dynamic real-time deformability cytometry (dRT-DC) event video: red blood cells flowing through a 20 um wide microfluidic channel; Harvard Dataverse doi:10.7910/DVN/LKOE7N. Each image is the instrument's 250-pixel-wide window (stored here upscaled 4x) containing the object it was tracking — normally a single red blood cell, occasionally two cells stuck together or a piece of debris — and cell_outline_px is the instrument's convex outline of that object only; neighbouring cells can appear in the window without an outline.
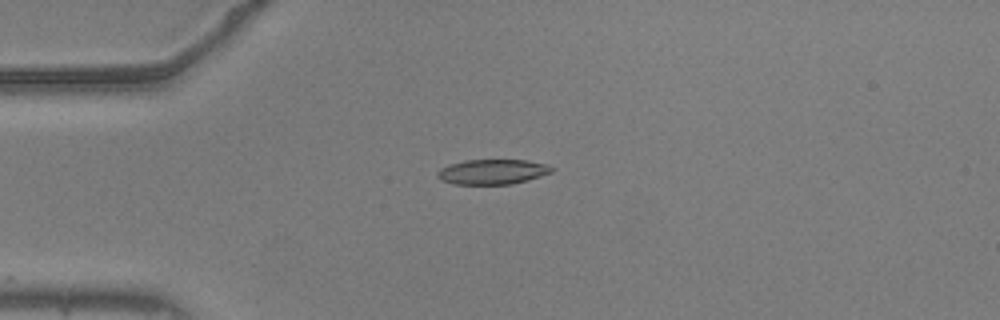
{"species": "common noctule bat (a hibernating species)", "species_latin": "Nyctalus noctula", "temperature_condition": "warm", "stored_images_in_passage": 16, "camera_frame_rate_fps": 3000, "um_per_image_px": 0.085, "animal": {"sex": "male", "body_mass_g": 20.5, "forearm_length_mm": 52.5}, "frame": {"image": 1, "passage_image": 1, "time_ms": 0.0, "image_size_px": [1000, 320], "cell_outline_px": [[556, 168], [552, 172], [528, 180], [512, 184], [452, 184], [440, 180], [436, 176], [436, 172], [440, 168], [448, 164], [464, 160], [528, 160], [548, 164]], "centroid_in_image_um": [41.85, 14.6], "position_along_channel_um": 43.2, "area_um2": 16.94}}
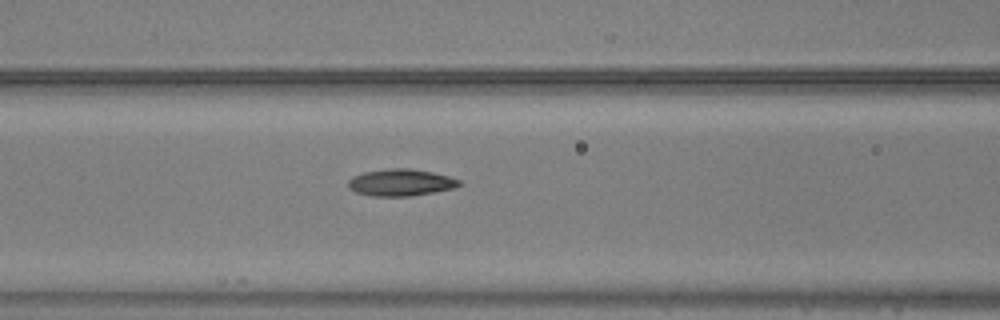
{"frame": {"image": 2, "passage_image": 10, "time_ms": 3.0, "image_size_px": [1000, 320], "cell_outline_px": [[464, 184], [456, 188], [408, 196], [372, 196], [356, 192], [348, 188], [348, 180], [352, 176], [364, 172], [388, 168], [408, 168], [432, 172], [448, 176], [460, 180]], "centroid_in_image_um": [34.07, 15.51], "position_along_channel_um": 132.5, "area_um2": 17.46}}
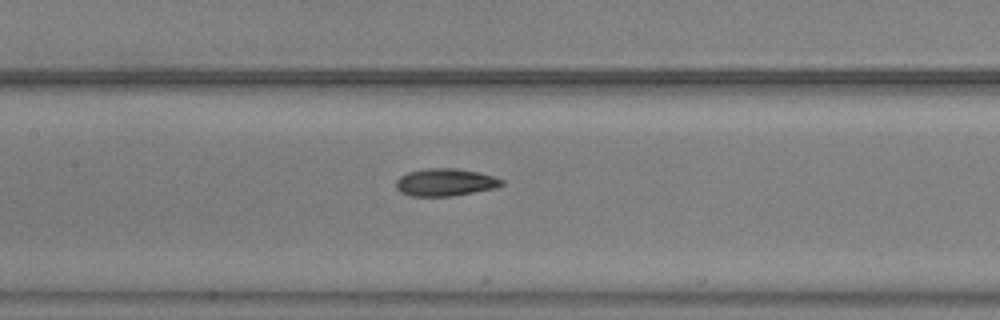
{"frame": {"image": 3, "passage_image": 13, "time_ms": 4.0, "image_size_px": [1000, 320], "cell_outline_px": [[504, 184], [496, 188], [452, 196], [408, 196], [400, 192], [396, 188], [396, 180], [400, 176], [408, 172], [424, 168], [456, 168], [476, 172], [492, 176], [504, 180]], "centroid_in_image_um": [37.82, 15.5], "position_along_channel_um": 169.6, "area_um2": 16.99}}